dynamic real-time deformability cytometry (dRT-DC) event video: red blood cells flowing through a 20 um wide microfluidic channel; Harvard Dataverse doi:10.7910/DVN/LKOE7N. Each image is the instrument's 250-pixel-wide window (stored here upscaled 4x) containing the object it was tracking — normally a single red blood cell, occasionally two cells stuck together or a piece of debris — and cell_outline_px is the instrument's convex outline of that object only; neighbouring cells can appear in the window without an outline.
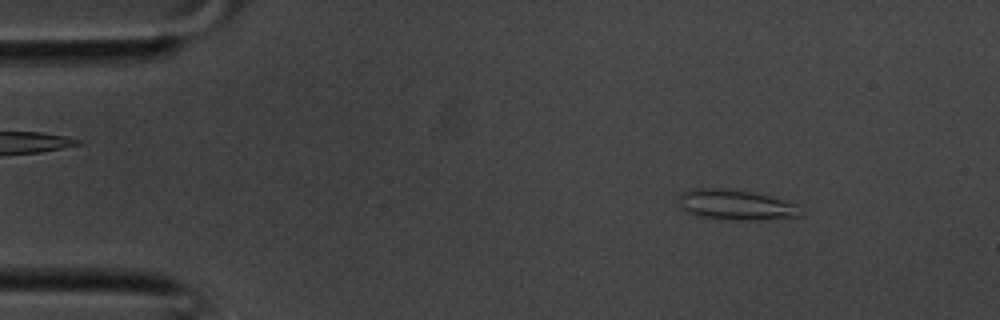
{"species": "common noctule bat (a hibernating species)", "species_latin": "Nyctalus noctula", "temperature_condition": "room temperature", "stored_images_in_passage": 9, "camera_frame_rate_fps": 3000, "um_per_image_px": 0.085, "animal": {"sex": "male", "body_mass_g": 20.1, "forearm_length_mm": 53.5}, "frame": {"image": 1, "passage_image": 4, "time_ms": 1.0, "image_size_px": [1000, 320], "cell_outline_px": [[800, 216], [760, 220], [732, 220], [700, 216], [688, 212], [680, 204], [680, 196], [688, 188], [728, 188], [752, 192], [768, 196], [796, 204]], "centroid_in_image_um": [62.52, 17.4], "position_along_channel_um": 22.5, "area_um2": 21.15}}